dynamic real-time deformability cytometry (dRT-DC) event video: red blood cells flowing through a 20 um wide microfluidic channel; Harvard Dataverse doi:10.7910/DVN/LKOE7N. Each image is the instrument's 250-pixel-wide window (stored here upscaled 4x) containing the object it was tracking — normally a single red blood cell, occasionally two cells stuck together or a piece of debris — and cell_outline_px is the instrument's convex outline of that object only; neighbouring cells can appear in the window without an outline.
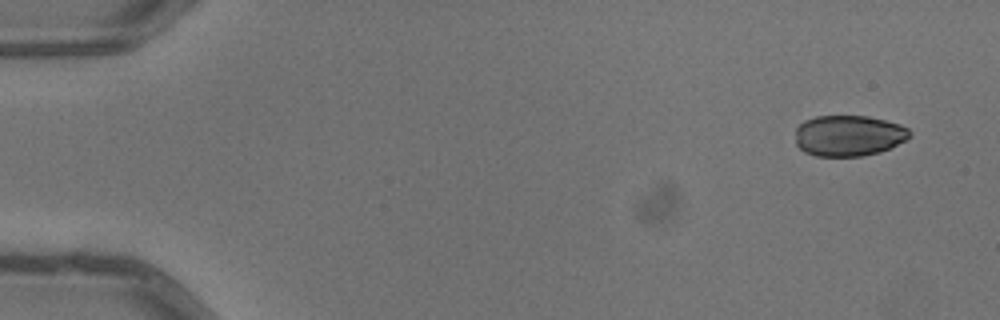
{"species": "common noctule bat (a hibernating species)", "species_latin": "Nyctalus noctula", "temperature_condition": "warm", "stored_images_in_passage": 5, "camera_frame_rate_fps": 3000, "um_per_image_px": 0.085, "animal": {"sex": "male", "body_mass_g": 13.3}, "frame": {"image": 1, "passage_image": 1, "time_ms": 0.0, "image_size_px": [1000, 320], "cell_outline_px": [[912, 136], [908, 140], [880, 152], [860, 156], [816, 156], [804, 152], [796, 144], [796, 128], [804, 120], [816, 116], [868, 116], [900, 124], [908, 128], [912, 132]], "centroid_in_image_um": [72.16, 11.53], "position_along_channel_um": 12.8, "area_um2": 27.51}}
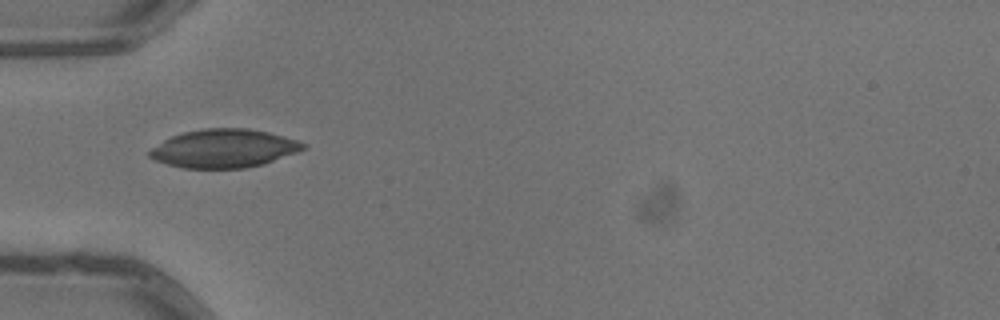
{"frame": {"image": 2, "passage_image": 5, "time_ms": 1.333, "image_size_px": [1000, 320], "cell_outline_px": [[308, 148], [264, 164], [244, 168], [184, 168], [168, 164], [156, 160], [148, 156], [148, 152], [152, 148], [164, 140], [172, 136], [184, 132], [204, 128], [248, 128], [268, 132], [284, 136], [308, 144]], "centroid_in_image_um": [19.07, 12.61], "position_along_channel_um": 65.9, "area_um2": 34.33}}